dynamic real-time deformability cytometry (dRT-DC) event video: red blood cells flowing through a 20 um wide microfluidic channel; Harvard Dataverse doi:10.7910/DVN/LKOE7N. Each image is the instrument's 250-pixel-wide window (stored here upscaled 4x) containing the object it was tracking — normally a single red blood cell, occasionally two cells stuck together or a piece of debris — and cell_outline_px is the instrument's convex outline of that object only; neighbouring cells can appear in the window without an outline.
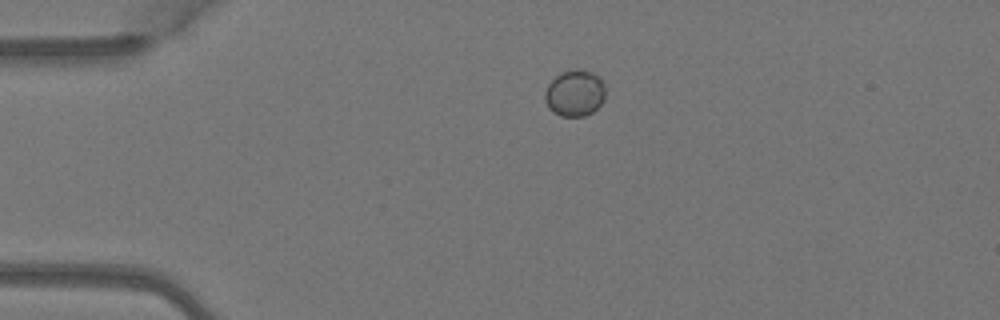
{"species": "Egyptian fruit bat (a non-hibernating species)", "species_latin": "Rousettus aegyptiacus", "temperature_condition": "warm", "stored_images_in_passage": 6, "camera_frame_rate_fps": 3000, "um_per_image_px": 0.085, "animal": {"sex": "female"}, "frame": {"image": 1, "passage_image": 6, "time_ms": 1.667, "image_size_px": [1000, 320], "cell_outline_px": [[604, 100], [592, 112], [584, 116], [560, 116], [552, 112], [548, 108], [544, 100], [544, 92], [548, 84], [556, 76], [564, 72], [580, 68], [592, 72], [600, 76], [604, 84]], "centroid_in_image_um": [48.84, 7.92], "position_along_channel_um": 36.2, "area_um2": 16.47}}